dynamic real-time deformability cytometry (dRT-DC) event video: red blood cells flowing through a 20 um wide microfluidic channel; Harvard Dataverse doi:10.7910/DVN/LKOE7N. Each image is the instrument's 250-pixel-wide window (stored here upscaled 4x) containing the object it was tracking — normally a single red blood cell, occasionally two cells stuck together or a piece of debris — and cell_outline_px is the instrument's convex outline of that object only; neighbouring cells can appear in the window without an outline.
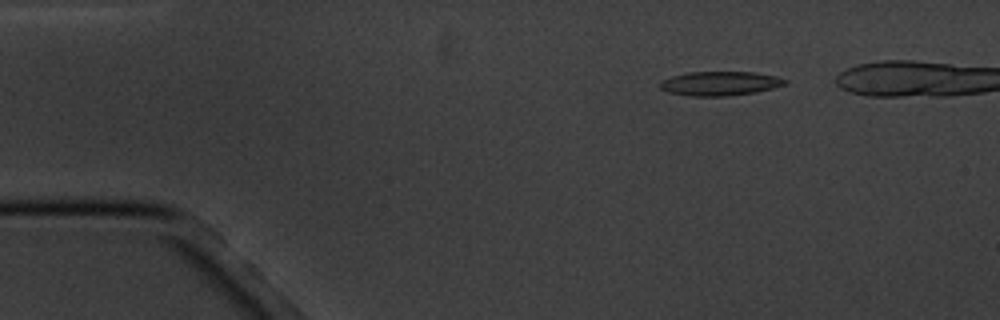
{"species": "common noctule bat (a hibernating species)", "species_latin": "Nyctalus noctula", "temperature_condition": "cold", "stored_images_in_passage": 12, "camera_frame_rate_fps": 3000, "um_per_image_px": 0.085, "animal": {"sex": "male", "body_mass_g": 20.1, "forearm_length_mm": 53.5}, "frame": {"image": 1, "passage_image": 2, "time_ms": 1.0, "image_size_px": [1000, 320], "cell_outline_px": [[788, 84], [756, 92], [728, 96], [688, 96], [668, 92], [660, 88], [656, 84], [660, 80], [672, 76], [688, 72], [756, 72], [776, 76], [788, 80]], "centroid_in_image_um": [61.17, 7.09], "position_along_channel_um": 23.8, "area_um2": 17.86}}
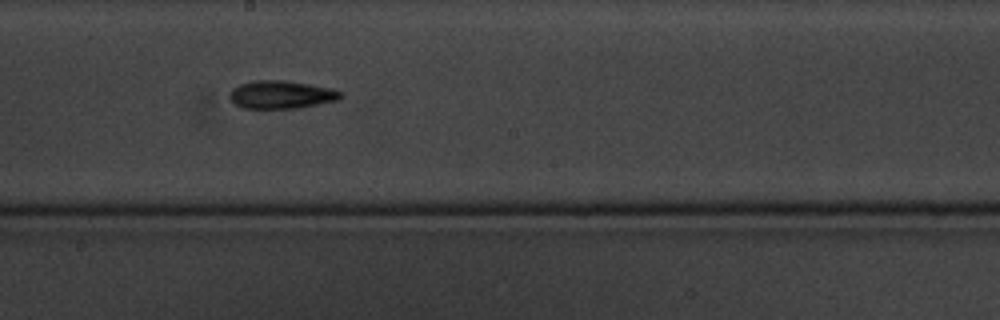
{"frame": {"image": 2, "passage_image": 8, "time_ms": 8.667, "image_size_px": [1000, 320], "cell_outline_px": [[344, 96], [340, 100], [296, 108], [240, 108], [228, 96], [232, 88], [240, 84], [256, 80], [284, 80], [332, 88], [344, 92]], "centroid_in_image_um": [23.94, 8.04], "position_along_channel_um": 224.3, "area_um2": 18.21}}
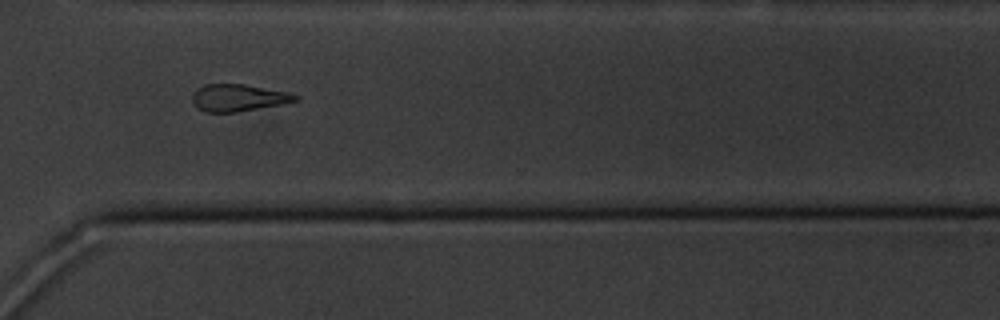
{"frame": {"image": 3, "passage_image": 11, "time_ms": 12.333, "image_size_px": [1000, 320], "cell_outline_px": [[300, 100], [280, 104], [236, 112], [204, 112], [196, 108], [192, 100], [192, 92], [196, 88], [204, 84], [244, 84], [288, 92], [300, 96]], "centroid_in_image_um": [20.21, 8.3], "position_along_channel_um": 350.4, "area_um2": 16.36}}